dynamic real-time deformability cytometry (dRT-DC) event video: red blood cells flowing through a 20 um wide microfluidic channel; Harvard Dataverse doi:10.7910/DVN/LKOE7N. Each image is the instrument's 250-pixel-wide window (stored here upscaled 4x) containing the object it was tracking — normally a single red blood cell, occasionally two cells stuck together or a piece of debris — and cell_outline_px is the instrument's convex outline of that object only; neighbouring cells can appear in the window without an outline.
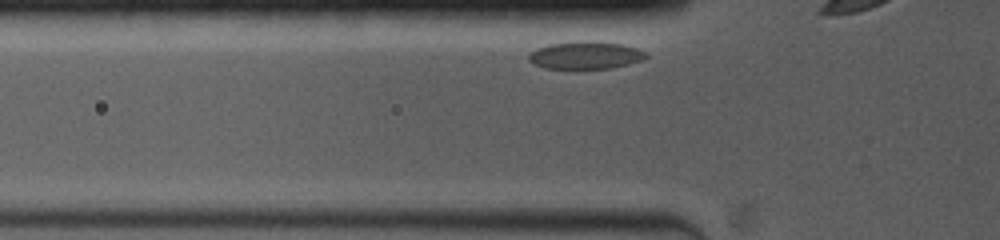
{"species": "common noctule bat (a hibernating species)", "species_latin": "Nyctalus noctula", "temperature_condition": "room temperature", "stored_images_in_passage": 4, "camera_frame_rate_fps": 4000, "um_per_image_px": 0.085, "animal": {"sex": "female", "body_mass_g": 19.0, "forearm_length_mm": 53.3}, "frame": {"image": 1, "passage_image": 2, "time_ms": 0.25, "image_size_px": [1000, 240], "cell_outline_px": [[648, 56], [640, 60], [628, 64], [612, 68], [544, 68], [532, 64], [528, 60], [528, 56], [536, 48], [548, 44], [584, 40], [592, 40], [620, 44], [636, 48], [644, 52]], "centroid_in_image_um": [49.71, 4.68], "position_along_channel_um": 76.1, "area_um2": 18.79}}